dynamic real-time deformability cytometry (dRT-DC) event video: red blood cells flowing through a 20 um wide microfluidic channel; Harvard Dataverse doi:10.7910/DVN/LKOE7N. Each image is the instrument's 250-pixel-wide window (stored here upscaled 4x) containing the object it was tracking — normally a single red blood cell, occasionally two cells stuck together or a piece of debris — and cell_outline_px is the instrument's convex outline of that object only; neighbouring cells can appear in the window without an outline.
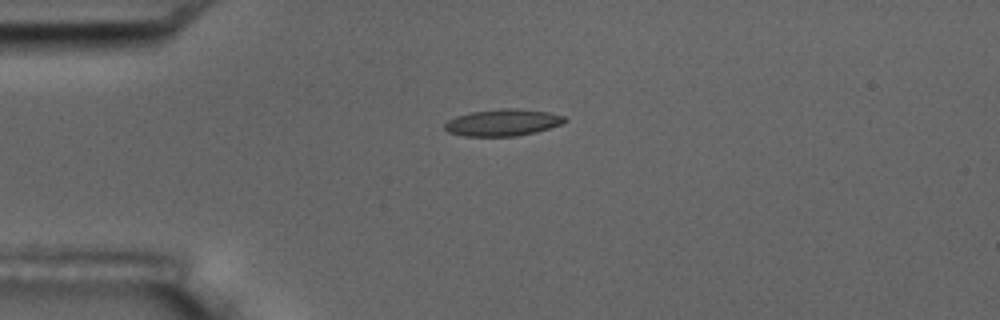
{"species": "common noctule bat (a hibernating species)", "species_latin": "Nyctalus noctula", "temperature_condition": "room temperature", "stored_images_in_passage": 3, "camera_frame_rate_fps": 3000, "um_per_image_px": 0.085, "animal": {"sex": "male", "body_mass_g": 17.5, "forearm_length_mm": 52.3}, "frame": {"image": 1, "passage_image": 2, "time_ms": 1.333, "image_size_px": [1000, 320], "cell_outline_px": [[568, 120], [560, 124], [536, 132], [516, 136], [464, 136], [448, 132], [444, 128], [444, 124], [448, 120], [456, 116], [468, 112], [500, 108], [516, 108], [548, 112], [564, 116]], "centroid_in_image_um": [42.7, 10.41], "position_along_channel_um": 42.3, "area_um2": 18.79}}